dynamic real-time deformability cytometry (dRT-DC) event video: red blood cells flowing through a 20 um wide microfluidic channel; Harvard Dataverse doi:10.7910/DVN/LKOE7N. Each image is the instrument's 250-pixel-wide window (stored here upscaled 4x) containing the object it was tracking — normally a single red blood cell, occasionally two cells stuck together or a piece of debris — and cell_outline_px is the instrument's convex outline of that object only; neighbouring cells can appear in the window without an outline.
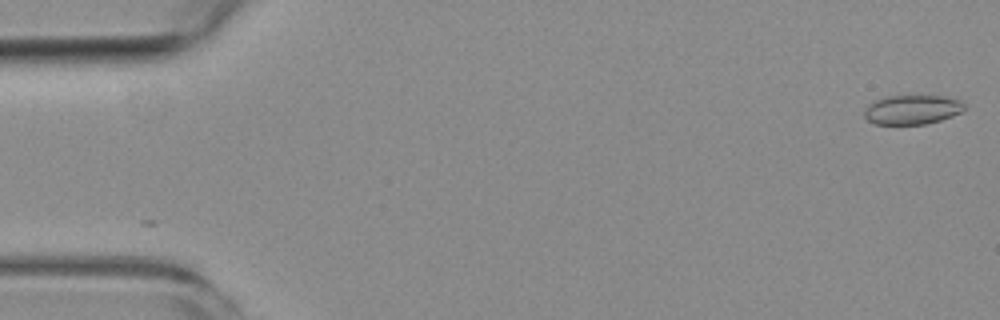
{"species": "common noctule bat (a hibernating species)", "species_latin": "Nyctalus noctula", "temperature_condition": "room temperature", "stored_images_in_passage": 4, "camera_frame_rate_fps": 3000, "um_per_image_px": 0.085, "animal": {"sex": "female", "body_mass_g": 19.3, "forearm_length_mm": 54.1}, "frame": {"image": 1, "passage_image": 1, "time_ms": 0.0, "image_size_px": [1000, 320], "cell_outline_px": [[964, 108], [960, 112], [952, 116], [940, 120], [924, 124], [876, 124], [868, 120], [864, 116], [864, 112], [868, 104], [876, 100], [888, 96], [940, 96], [964, 100]], "centroid_in_image_um": [77.54, 9.32], "position_along_channel_um": 7.5, "area_um2": 16.99}}
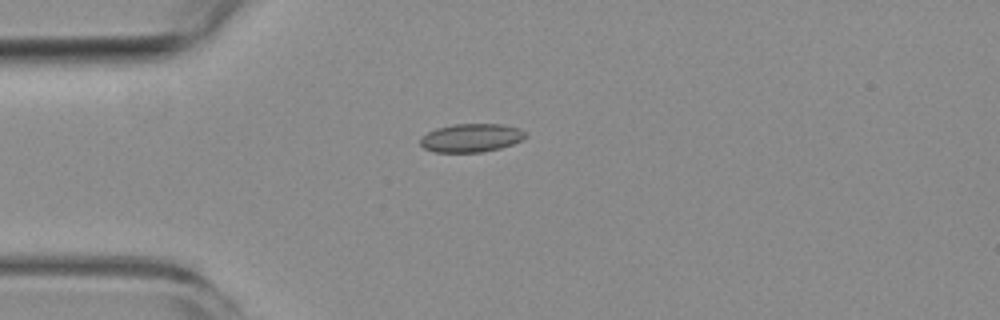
{"frame": {"image": 2, "passage_image": 4, "time_ms": 4.333, "image_size_px": [1000, 320], "cell_outline_px": [[528, 136], [524, 140], [500, 148], [480, 152], [436, 152], [424, 148], [420, 144], [420, 140], [428, 132], [436, 128], [452, 124], [504, 124], [520, 128]], "centroid_in_image_um": [40.09, 11.71], "position_along_channel_um": 44.9, "area_um2": 17.46}}